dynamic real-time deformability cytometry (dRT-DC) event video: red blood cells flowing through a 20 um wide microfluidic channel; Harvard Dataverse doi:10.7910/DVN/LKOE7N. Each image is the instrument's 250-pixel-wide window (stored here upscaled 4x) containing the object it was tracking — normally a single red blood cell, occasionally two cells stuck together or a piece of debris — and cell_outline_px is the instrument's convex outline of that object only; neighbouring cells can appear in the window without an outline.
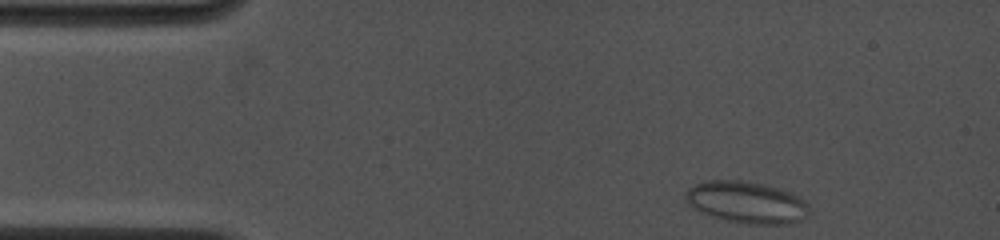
{"species": "common noctule bat (a hibernating species)", "species_latin": "Nyctalus noctula", "temperature_condition": "cold", "stored_images_in_passage": 57, "camera_frame_rate_fps": 4500, "um_per_image_px": 0.085, "animal": {"sex": "female", "body_mass_g": 19.0, "forearm_length_mm": 53.3}, "frame": {"image": 1, "passage_image": 1, "time_ms": 0.0, "image_size_px": [1000, 240], "cell_outline_px": [[808, 216], [800, 220], [788, 224], [748, 224], [728, 220], [712, 216], [692, 208], [684, 200], [684, 192], [688, 188], [704, 180], [740, 180], [764, 184], [780, 188], [804, 200], [808, 208]], "centroid_in_image_um": [63.41, 17.19], "position_along_channel_um": 21.6, "area_um2": 30.11}}
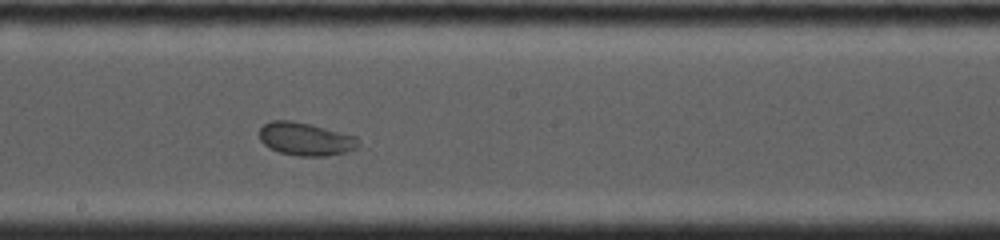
{"frame": {"image": 2, "passage_image": 31, "time_ms": 6.667, "image_size_px": [1000, 240], "cell_outline_px": [[360, 144], [356, 148], [344, 152], [324, 156], [300, 156], [280, 152], [268, 148], [260, 140], [260, 128], [264, 124], [272, 120], [288, 120], [312, 124], [356, 136]], "centroid_in_image_um": [25.96, 11.81], "position_along_channel_um": 222.2, "area_um2": 19.02}}
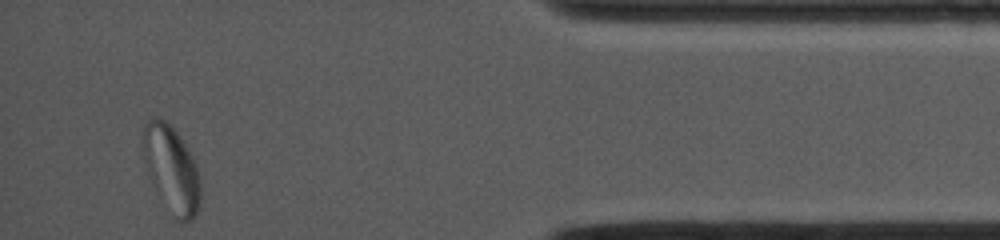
{"frame": {"image": 3, "passage_image": 57, "time_ms": 12.444, "image_size_px": [1000, 240], "cell_outline_px": [[200, 204], [196, 216], [192, 220], [180, 224], [172, 220], [148, 168], [140, 144], [144, 124], [148, 120], [156, 116], [164, 120], [180, 136], [192, 156], [196, 164], [200, 176]], "centroid_in_image_um": [14.61, 14.42], "position_along_channel_um": 420.6, "area_um2": 29.07}}